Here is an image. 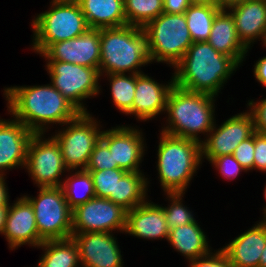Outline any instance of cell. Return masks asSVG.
<instances>
[{
    "label": "cell",
    "mask_w": 266,
    "mask_h": 267,
    "mask_svg": "<svg viewBox=\"0 0 266 267\" xmlns=\"http://www.w3.org/2000/svg\"><path fill=\"white\" fill-rule=\"evenodd\" d=\"M4 96L8 112L34 134H45L52 123L63 126L81 113L51 83L7 87Z\"/></svg>",
    "instance_id": "cell-1"
},
{
    "label": "cell",
    "mask_w": 266,
    "mask_h": 267,
    "mask_svg": "<svg viewBox=\"0 0 266 267\" xmlns=\"http://www.w3.org/2000/svg\"><path fill=\"white\" fill-rule=\"evenodd\" d=\"M238 66L231 57L216 51L207 41L193 42L173 67L174 83L188 91L218 96Z\"/></svg>",
    "instance_id": "cell-2"
},
{
    "label": "cell",
    "mask_w": 266,
    "mask_h": 267,
    "mask_svg": "<svg viewBox=\"0 0 266 267\" xmlns=\"http://www.w3.org/2000/svg\"><path fill=\"white\" fill-rule=\"evenodd\" d=\"M216 97L174 85L169 92L165 111L168 114L166 120L168 125L162 132L202 143L198 135L206 133L207 136L216 122L214 121Z\"/></svg>",
    "instance_id": "cell-3"
},
{
    "label": "cell",
    "mask_w": 266,
    "mask_h": 267,
    "mask_svg": "<svg viewBox=\"0 0 266 267\" xmlns=\"http://www.w3.org/2000/svg\"><path fill=\"white\" fill-rule=\"evenodd\" d=\"M151 63L147 38L142 27L126 25L100 29V65L107 74H141L140 67ZM138 69V70H137Z\"/></svg>",
    "instance_id": "cell-4"
},
{
    "label": "cell",
    "mask_w": 266,
    "mask_h": 267,
    "mask_svg": "<svg viewBox=\"0 0 266 267\" xmlns=\"http://www.w3.org/2000/svg\"><path fill=\"white\" fill-rule=\"evenodd\" d=\"M157 170L164 193L186 191L202 163L201 143L160 132Z\"/></svg>",
    "instance_id": "cell-5"
},
{
    "label": "cell",
    "mask_w": 266,
    "mask_h": 267,
    "mask_svg": "<svg viewBox=\"0 0 266 267\" xmlns=\"http://www.w3.org/2000/svg\"><path fill=\"white\" fill-rule=\"evenodd\" d=\"M49 9L32 22V49L39 55L51 44L74 39L90 28L79 3L52 0Z\"/></svg>",
    "instance_id": "cell-6"
},
{
    "label": "cell",
    "mask_w": 266,
    "mask_h": 267,
    "mask_svg": "<svg viewBox=\"0 0 266 267\" xmlns=\"http://www.w3.org/2000/svg\"><path fill=\"white\" fill-rule=\"evenodd\" d=\"M143 30L151 62H164L174 67L193 43L184 13L163 12L148 22Z\"/></svg>",
    "instance_id": "cell-7"
},
{
    "label": "cell",
    "mask_w": 266,
    "mask_h": 267,
    "mask_svg": "<svg viewBox=\"0 0 266 267\" xmlns=\"http://www.w3.org/2000/svg\"><path fill=\"white\" fill-rule=\"evenodd\" d=\"M33 206L39 237L43 240L72 237V209L59 187H40L37 197L24 195Z\"/></svg>",
    "instance_id": "cell-8"
},
{
    "label": "cell",
    "mask_w": 266,
    "mask_h": 267,
    "mask_svg": "<svg viewBox=\"0 0 266 267\" xmlns=\"http://www.w3.org/2000/svg\"><path fill=\"white\" fill-rule=\"evenodd\" d=\"M94 119L89 112L80 113L65 123L63 130L52 136L60 147L64 164L70 173L86 168L90 155L101 138L102 131L98 121Z\"/></svg>",
    "instance_id": "cell-9"
},
{
    "label": "cell",
    "mask_w": 266,
    "mask_h": 267,
    "mask_svg": "<svg viewBox=\"0 0 266 267\" xmlns=\"http://www.w3.org/2000/svg\"><path fill=\"white\" fill-rule=\"evenodd\" d=\"M46 61L50 83L81 113H88L82 100L100 93L99 69L57 60Z\"/></svg>",
    "instance_id": "cell-10"
},
{
    "label": "cell",
    "mask_w": 266,
    "mask_h": 267,
    "mask_svg": "<svg viewBox=\"0 0 266 267\" xmlns=\"http://www.w3.org/2000/svg\"><path fill=\"white\" fill-rule=\"evenodd\" d=\"M43 135L34 134L31 138L25 168L39 188L59 187L63 181L60 179L62 173L69 170L57 141L52 136L45 139Z\"/></svg>",
    "instance_id": "cell-11"
},
{
    "label": "cell",
    "mask_w": 266,
    "mask_h": 267,
    "mask_svg": "<svg viewBox=\"0 0 266 267\" xmlns=\"http://www.w3.org/2000/svg\"><path fill=\"white\" fill-rule=\"evenodd\" d=\"M127 209L110 199L94 197L72 210V233L113 232L124 233Z\"/></svg>",
    "instance_id": "cell-12"
},
{
    "label": "cell",
    "mask_w": 266,
    "mask_h": 267,
    "mask_svg": "<svg viewBox=\"0 0 266 267\" xmlns=\"http://www.w3.org/2000/svg\"><path fill=\"white\" fill-rule=\"evenodd\" d=\"M216 126L214 124L201 143L202 158L208 161L221 155H233L237 146L255 133L254 121L249 111L236 114L218 128Z\"/></svg>",
    "instance_id": "cell-13"
},
{
    "label": "cell",
    "mask_w": 266,
    "mask_h": 267,
    "mask_svg": "<svg viewBox=\"0 0 266 267\" xmlns=\"http://www.w3.org/2000/svg\"><path fill=\"white\" fill-rule=\"evenodd\" d=\"M40 56L99 69L100 29L89 28L74 39L53 43Z\"/></svg>",
    "instance_id": "cell-14"
},
{
    "label": "cell",
    "mask_w": 266,
    "mask_h": 267,
    "mask_svg": "<svg viewBox=\"0 0 266 267\" xmlns=\"http://www.w3.org/2000/svg\"><path fill=\"white\" fill-rule=\"evenodd\" d=\"M142 136L141 130L122 125L102 131L101 139L112 153L113 164L127 172H142L139 168L145 154Z\"/></svg>",
    "instance_id": "cell-15"
},
{
    "label": "cell",
    "mask_w": 266,
    "mask_h": 267,
    "mask_svg": "<svg viewBox=\"0 0 266 267\" xmlns=\"http://www.w3.org/2000/svg\"><path fill=\"white\" fill-rule=\"evenodd\" d=\"M81 267H123L121 250L111 232L72 233Z\"/></svg>",
    "instance_id": "cell-16"
},
{
    "label": "cell",
    "mask_w": 266,
    "mask_h": 267,
    "mask_svg": "<svg viewBox=\"0 0 266 267\" xmlns=\"http://www.w3.org/2000/svg\"><path fill=\"white\" fill-rule=\"evenodd\" d=\"M14 202L9 204L3 231L9 248L18 249L26 244L38 247L43 240L39 237L33 206L24 196Z\"/></svg>",
    "instance_id": "cell-17"
},
{
    "label": "cell",
    "mask_w": 266,
    "mask_h": 267,
    "mask_svg": "<svg viewBox=\"0 0 266 267\" xmlns=\"http://www.w3.org/2000/svg\"><path fill=\"white\" fill-rule=\"evenodd\" d=\"M33 135L20 121L0 118V175L5 176L4 171L19 166L25 169L27 149Z\"/></svg>",
    "instance_id": "cell-18"
},
{
    "label": "cell",
    "mask_w": 266,
    "mask_h": 267,
    "mask_svg": "<svg viewBox=\"0 0 266 267\" xmlns=\"http://www.w3.org/2000/svg\"><path fill=\"white\" fill-rule=\"evenodd\" d=\"M168 84H159L148 75L135 74V96L132 115L138 120L147 121L166 111L167 98L175 85L174 76Z\"/></svg>",
    "instance_id": "cell-19"
},
{
    "label": "cell",
    "mask_w": 266,
    "mask_h": 267,
    "mask_svg": "<svg viewBox=\"0 0 266 267\" xmlns=\"http://www.w3.org/2000/svg\"><path fill=\"white\" fill-rule=\"evenodd\" d=\"M234 19L237 36L248 50L255 40L266 43V2L249 0L227 9Z\"/></svg>",
    "instance_id": "cell-20"
},
{
    "label": "cell",
    "mask_w": 266,
    "mask_h": 267,
    "mask_svg": "<svg viewBox=\"0 0 266 267\" xmlns=\"http://www.w3.org/2000/svg\"><path fill=\"white\" fill-rule=\"evenodd\" d=\"M169 227L162 205L146 200L141 205L127 211L125 233L137 238L168 240Z\"/></svg>",
    "instance_id": "cell-21"
},
{
    "label": "cell",
    "mask_w": 266,
    "mask_h": 267,
    "mask_svg": "<svg viewBox=\"0 0 266 267\" xmlns=\"http://www.w3.org/2000/svg\"><path fill=\"white\" fill-rule=\"evenodd\" d=\"M265 246L266 221L262 220L222 247L221 250L232 267H259Z\"/></svg>",
    "instance_id": "cell-22"
},
{
    "label": "cell",
    "mask_w": 266,
    "mask_h": 267,
    "mask_svg": "<svg viewBox=\"0 0 266 267\" xmlns=\"http://www.w3.org/2000/svg\"><path fill=\"white\" fill-rule=\"evenodd\" d=\"M207 42L218 52L231 57L239 66L247 56L248 50L240 42L234 19L221 9L215 16Z\"/></svg>",
    "instance_id": "cell-23"
},
{
    "label": "cell",
    "mask_w": 266,
    "mask_h": 267,
    "mask_svg": "<svg viewBox=\"0 0 266 267\" xmlns=\"http://www.w3.org/2000/svg\"><path fill=\"white\" fill-rule=\"evenodd\" d=\"M79 5L90 28H116L127 25L124 0H82Z\"/></svg>",
    "instance_id": "cell-24"
},
{
    "label": "cell",
    "mask_w": 266,
    "mask_h": 267,
    "mask_svg": "<svg viewBox=\"0 0 266 267\" xmlns=\"http://www.w3.org/2000/svg\"><path fill=\"white\" fill-rule=\"evenodd\" d=\"M167 241L189 261L206 256L212 251L204 231L196 220L187 225L170 229Z\"/></svg>",
    "instance_id": "cell-25"
},
{
    "label": "cell",
    "mask_w": 266,
    "mask_h": 267,
    "mask_svg": "<svg viewBox=\"0 0 266 267\" xmlns=\"http://www.w3.org/2000/svg\"><path fill=\"white\" fill-rule=\"evenodd\" d=\"M44 254L37 267H79V250L73 238L43 241Z\"/></svg>",
    "instance_id": "cell-26"
},
{
    "label": "cell",
    "mask_w": 266,
    "mask_h": 267,
    "mask_svg": "<svg viewBox=\"0 0 266 267\" xmlns=\"http://www.w3.org/2000/svg\"><path fill=\"white\" fill-rule=\"evenodd\" d=\"M148 178L142 172H127L117 183L116 196L110 200L131 210L147 199Z\"/></svg>",
    "instance_id": "cell-27"
},
{
    "label": "cell",
    "mask_w": 266,
    "mask_h": 267,
    "mask_svg": "<svg viewBox=\"0 0 266 267\" xmlns=\"http://www.w3.org/2000/svg\"><path fill=\"white\" fill-rule=\"evenodd\" d=\"M220 10L218 6L209 5L191 4L188 7L184 14L193 42L209 39L213 21Z\"/></svg>",
    "instance_id": "cell-28"
},
{
    "label": "cell",
    "mask_w": 266,
    "mask_h": 267,
    "mask_svg": "<svg viewBox=\"0 0 266 267\" xmlns=\"http://www.w3.org/2000/svg\"><path fill=\"white\" fill-rule=\"evenodd\" d=\"M61 188L68 206L72 210L96 196L91 174L85 169L75 170V173L67 176L62 182Z\"/></svg>",
    "instance_id": "cell-29"
},
{
    "label": "cell",
    "mask_w": 266,
    "mask_h": 267,
    "mask_svg": "<svg viewBox=\"0 0 266 267\" xmlns=\"http://www.w3.org/2000/svg\"><path fill=\"white\" fill-rule=\"evenodd\" d=\"M113 103L120 112L132 114L135 96V74H107Z\"/></svg>",
    "instance_id": "cell-30"
},
{
    "label": "cell",
    "mask_w": 266,
    "mask_h": 267,
    "mask_svg": "<svg viewBox=\"0 0 266 267\" xmlns=\"http://www.w3.org/2000/svg\"><path fill=\"white\" fill-rule=\"evenodd\" d=\"M127 25L144 27L163 13V0H124Z\"/></svg>",
    "instance_id": "cell-31"
},
{
    "label": "cell",
    "mask_w": 266,
    "mask_h": 267,
    "mask_svg": "<svg viewBox=\"0 0 266 267\" xmlns=\"http://www.w3.org/2000/svg\"><path fill=\"white\" fill-rule=\"evenodd\" d=\"M86 171L91 174L96 197L106 199L116 196L117 183L127 173L121 168Z\"/></svg>",
    "instance_id": "cell-32"
},
{
    "label": "cell",
    "mask_w": 266,
    "mask_h": 267,
    "mask_svg": "<svg viewBox=\"0 0 266 267\" xmlns=\"http://www.w3.org/2000/svg\"><path fill=\"white\" fill-rule=\"evenodd\" d=\"M165 194L171 202L167 207L162 206L169 229L187 225L196 220L193 217L192 211H190L188 207L182 203V197L184 196L185 192Z\"/></svg>",
    "instance_id": "cell-33"
},
{
    "label": "cell",
    "mask_w": 266,
    "mask_h": 267,
    "mask_svg": "<svg viewBox=\"0 0 266 267\" xmlns=\"http://www.w3.org/2000/svg\"><path fill=\"white\" fill-rule=\"evenodd\" d=\"M116 168H118V164H113L112 153L108 145L100 138L90 155L85 170H107Z\"/></svg>",
    "instance_id": "cell-34"
},
{
    "label": "cell",
    "mask_w": 266,
    "mask_h": 267,
    "mask_svg": "<svg viewBox=\"0 0 266 267\" xmlns=\"http://www.w3.org/2000/svg\"><path fill=\"white\" fill-rule=\"evenodd\" d=\"M227 180L235 179L242 170L246 169L234 158L233 155H221L209 161Z\"/></svg>",
    "instance_id": "cell-35"
},
{
    "label": "cell",
    "mask_w": 266,
    "mask_h": 267,
    "mask_svg": "<svg viewBox=\"0 0 266 267\" xmlns=\"http://www.w3.org/2000/svg\"><path fill=\"white\" fill-rule=\"evenodd\" d=\"M233 156L246 171L254 170V134L237 146Z\"/></svg>",
    "instance_id": "cell-36"
},
{
    "label": "cell",
    "mask_w": 266,
    "mask_h": 267,
    "mask_svg": "<svg viewBox=\"0 0 266 267\" xmlns=\"http://www.w3.org/2000/svg\"><path fill=\"white\" fill-rule=\"evenodd\" d=\"M189 267H232L227 256L221 249L215 253L189 261Z\"/></svg>",
    "instance_id": "cell-37"
},
{
    "label": "cell",
    "mask_w": 266,
    "mask_h": 267,
    "mask_svg": "<svg viewBox=\"0 0 266 267\" xmlns=\"http://www.w3.org/2000/svg\"><path fill=\"white\" fill-rule=\"evenodd\" d=\"M247 104L254 121L255 132L266 133V98L259 102L249 100Z\"/></svg>",
    "instance_id": "cell-38"
},
{
    "label": "cell",
    "mask_w": 266,
    "mask_h": 267,
    "mask_svg": "<svg viewBox=\"0 0 266 267\" xmlns=\"http://www.w3.org/2000/svg\"><path fill=\"white\" fill-rule=\"evenodd\" d=\"M254 169L266 172V133H254Z\"/></svg>",
    "instance_id": "cell-39"
},
{
    "label": "cell",
    "mask_w": 266,
    "mask_h": 267,
    "mask_svg": "<svg viewBox=\"0 0 266 267\" xmlns=\"http://www.w3.org/2000/svg\"><path fill=\"white\" fill-rule=\"evenodd\" d=\"M191 5L189 0H163V12L170 14L184 13Z\"/></svg>",
    "instance_id": "cell-40"
},
{
    "label": "cell",
    "mask_w": 266,
    "mask_h": 267,
    "mask_svg": "<svg viewBox=\"0 0 266 267\" xmlns=\"http://www.w3.org/2000/svg\"><path fill=\"white\" fill-rule=\"evenodd\" d=\"M253 70L257 81L266 87V56L256 61Z\"/></svg>",
    "instance_id": "cell-41"
},
{
    "label": "cell",
    "mask_w": 266,
    "mask_h": 267,
    "mask_svg": "<svg viewBox=\"0 0 266 267\" xmlns=\"http://www.w3.org/2000/svg\"><path fill=\"white\" fill-rule=\"evenodd\" d=\"M4 175H0V206H9L8 186Z\"/></svg>",
    "instance_id": "cell-42"
},
{
    "label": "cell",
    "mask_w": 266,
    "mask_h": 267,
    "mask_svg": "<svg viewBox=\"0 0 266 267\" xmlns=\"http://www.w3.org/2000/svg\"><path fill=\"white\" fill-rule=\"evenodd\" d=\"M247 1H249V0H217L218 7L220 9H223V10H227L230 7H233V6L240 4V3H245Z\"/></svg>",
    "instance_id": "cell-43"
},
{
    "label": "cell",
    "mask_w": 266,
    "mask_h": 267,
    "mask_svg": "<svg viewBox=\"0 0 266 267\" xmlns=\"http://www.w3.org/2000/svg\"><path fill=\"white\" fill-rule=\"evenodd\" d=\"M9 206H0V234H3Z\"/></svg>",
    "instance_id": "cell-44"
},
{
    "label": "cell",
    "mask_w": 266,
    "mask_h": 267,
    "mask_svg": "<svg viewBox=\"0 0 266 267\" xmlns=\"http://www.w3.org/2000/svg\"><path fill=\"white\" fill-rule=\"evenodd\" d=\"M191 4L218 6L217 0H189Z\"/></svg>",
    "instance_id": "cell-45"
},
{
    "label": "cell",
    "mask_w": 266,
    "mask_h": 267,
    "mask_svg": "<svg viewBox=\"0 0 266 267\" xmlns=\"http://www.w3.org/2000/svg\"><path fill=\"white\" fill-rule=\"evenodd\" d=\"M259 267H266V246L262 251Z\"/></svg>",
    "instance_id": "cell-46"
},
{
    "label": "cell",
    "mask_w": 266,
    "mask_h": 267,
    "mask_svg": "<svg viewBox=\"0 0 266 267\" xmlns=\"http://www.w3.org/2000/svg\"><path fill=\"white\" fill-rule=\"evenodd\" d=\"M264 198L266 199V185H265V189H264ZM263 210H264V212H263V214H264L263 220L266 221V206L264 207Z\"/></svg>",
    "instance_id": "cell-47"
},
{
    "label": "cell",
    "mask_w": 266,
    "mask_h": 267,
    "mask_svg": "<svg viewBox=\"0 0 266 267\" xmlns=\"http://www.w3.org/2000/svg\"><path fill=\"white\" fill-rule=\"evenodd\" d=\"M63 1H67V2H73V3H79L82 0H63Z\"/></svg>",
    "instance_id": "cell-48"
}]
</instances>
